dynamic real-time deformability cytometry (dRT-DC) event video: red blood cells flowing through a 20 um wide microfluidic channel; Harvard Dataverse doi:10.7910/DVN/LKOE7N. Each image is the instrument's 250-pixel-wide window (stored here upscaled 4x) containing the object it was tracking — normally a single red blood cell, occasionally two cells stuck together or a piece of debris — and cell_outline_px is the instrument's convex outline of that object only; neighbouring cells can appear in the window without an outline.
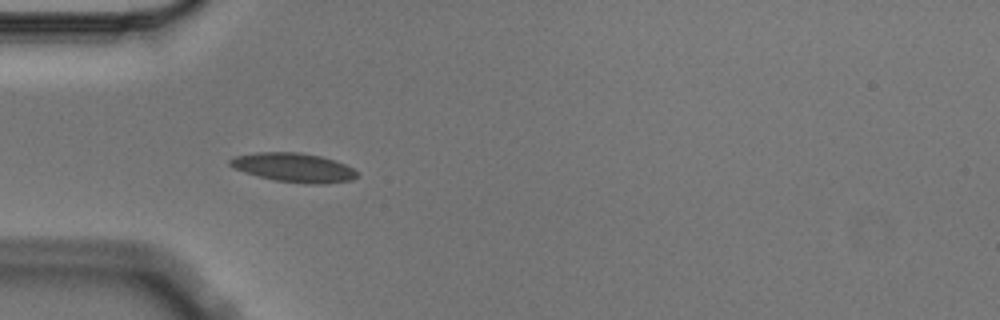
{"species": "Egyptian fruit bat (a non-hibernating species)", "species_latin": "Rousettus aegyptiacus", "temperature_condition": "cold", "stored_images_in_passage": 10, "camera_frame_rate_fps": 3000, "um_per_image_px": 0.085, "animal": {"sex": "male"}, "frame": {"image": 1, "passage_image": 5, "time_ms": 1.333, "image_size_px": [1000, 320], "cell_outline_px": [[356, 176], [352, 180], [328, 184], [308, 184], [276, 180], [244, 172], [232, 168], [228, 164], [228, 160], [236, 156], [256, 152], [300, 152], [320, 156], [344, 164], [352, 168], [356, 172]], "centroid_in_image_um": [24.94, 14.24], "position_along_channel_um": 60.1, "area_um2": 21.39}}
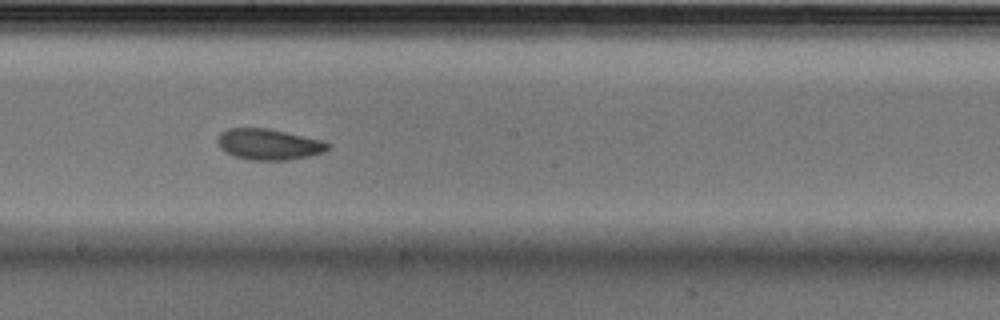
{"frame": {"image": 2, "passage_image": 9, "time_ms": 2.667, "image_size_px": [1000, 320], "cell_outline_px": [[332, 144], [324, 152], [308, 156], [288, 160], [252, 160], [236, 156], [224, 152], [220, 148], [220, 136], [228, 128], [268, 128], [320, 140]], "centroid_in_image_um": [22.88, 12.27], "position_along_channel_um": 225.3, "area_um2": 19.48}}
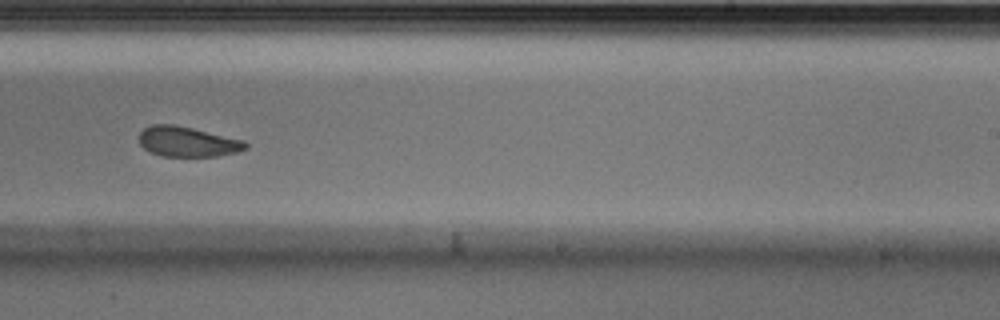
{"frame": {"image": 3, "passage_image": 10, "time_ms": 3.0, "image_size_px": [1000, 320], "cell_outline_px": [[248, 148], [236, 152], [216, 156], [160, 156], [144, 148], [140, 144], [140, 132], [144, 128], [152, 124], [172, 124], [192, 128], [244, 140], [248, 144]], "centroid_in_image_um": [15.94, 12.04], "position_along_channel_um": 273.1, "area_um2": 18.55}}